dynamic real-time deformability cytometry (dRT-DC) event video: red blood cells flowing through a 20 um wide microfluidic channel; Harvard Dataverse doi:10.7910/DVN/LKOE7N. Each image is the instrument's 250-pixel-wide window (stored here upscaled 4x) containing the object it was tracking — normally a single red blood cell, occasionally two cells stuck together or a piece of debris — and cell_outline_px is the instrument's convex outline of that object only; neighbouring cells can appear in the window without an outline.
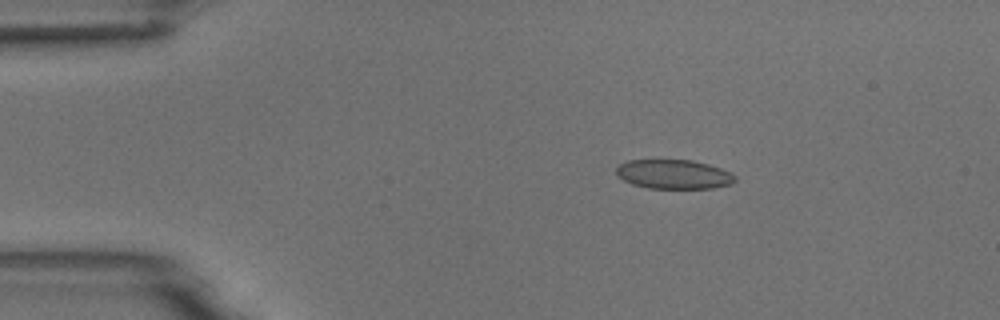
{"species": "common noctule bat (a hibernating species)", "species_latin": "Nyctalus noctula", "temperature_condition": "room temperature", "stored_images_in_passage": 6, "camera_frame_rate_fps": 3000, "um_per_image_px": 0.085, "animal": {"sex": "male", "body_mass_g": 18.8}, "frame": {"image": 1, "passage_image": 3, "time_ms": 2.333, "image_size_px": [1000, 320], "cell_outline_px": [[736, 180], [732, 184], [712, 188], [648, 188], [632, 184], [616, 176], [616, 168], [620, 164], [628, 160], [692, 160], [708, 164], [732, 172], [736, 176]], "centroid_in_image_um": [57.28, 14.81], "position_along_channel_um": 27.7, "area_um2": 20.35}}
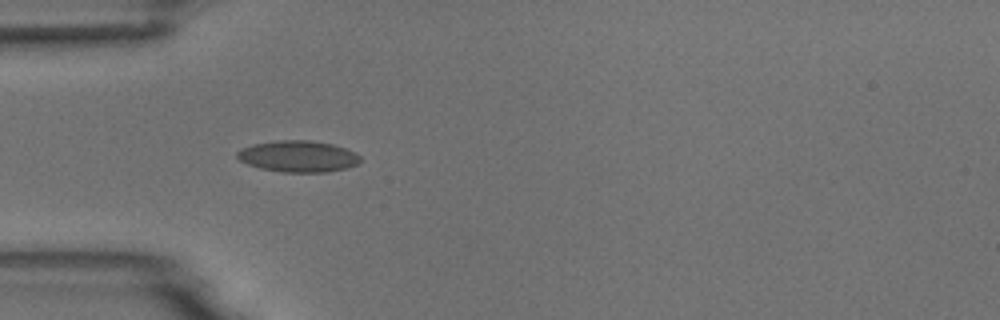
{"frame": {"image": 2, "passage_image": 5, "time_ms": 4.667, "image_size_px": [1000, 320], "cell_outline_px": [[360, 164], [348, 168], [328, 172], [284, 172], [260, 168], [248, 164], [240, 160], [236, 156], [236, 152], [240, 148], [252, 144], [280, 140], [308, 140], [332, 144], [356, 152], [360, 156]], "centroid_in_image_um": [25.36, 13.29], "position_along_channel_um": 59.6, "area_um2": 22.66}}